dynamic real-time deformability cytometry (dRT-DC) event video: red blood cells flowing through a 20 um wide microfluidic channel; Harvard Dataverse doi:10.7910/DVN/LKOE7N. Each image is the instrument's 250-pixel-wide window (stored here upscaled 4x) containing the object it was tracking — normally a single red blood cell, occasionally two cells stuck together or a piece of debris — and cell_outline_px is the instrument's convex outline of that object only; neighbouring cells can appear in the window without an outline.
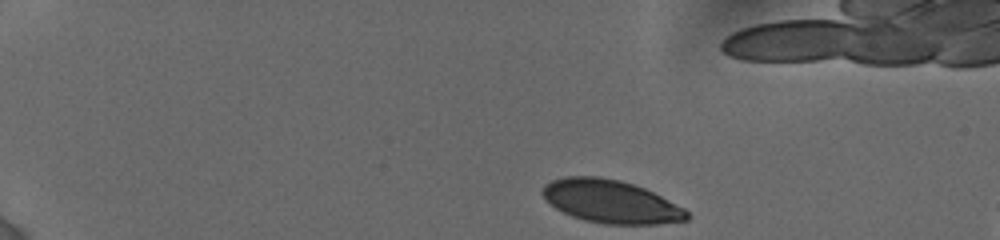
{"species": "human", "species_latin": "Homo sapiens", "temperature_condition": "cold", "stored_images_in_passage": 41, "camera_frame_rate_fps": 3000, "um_per_image_px": 0.085, "donor": {"sex": "female"}, "frame": {"image": 1, "passage_image": 1, "time_ms": 0.0, "image_size_px": [1000, 240], "cell_outline_px": [[688, 220], [656, 224], [604, 224], [584, 220], [572, 216], [556, 208], [540, 192], [552, 180], [564, 176], [596, 176], [620, 180], [644, 188], [684, 208], [688, 212]], "centroid_in_image_um": [51.92, 17.13], "position_along_channel_um": 33.1, "area_um2": 35.78}}
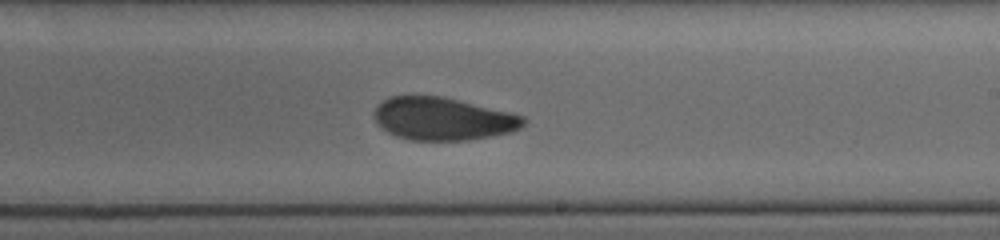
{"frame": {"image": 2, "passage_image": 22, "time_ms": 8.333, "image_size_px": [1000, 240], "cell_outline_px": [[524, 124], [520, 128], [512, 132], [492, 136], [468, 140], [408, 140], [396, 136], [388, 132], [372, 116], [372, 112], [384, 100], [392, 96], [444, 96], [512, 112], [524, 116]], "centroid_in_image_um": [37.68, 10.09], "position_along_channel_um": 251.3, "area_um2": 37.28}}
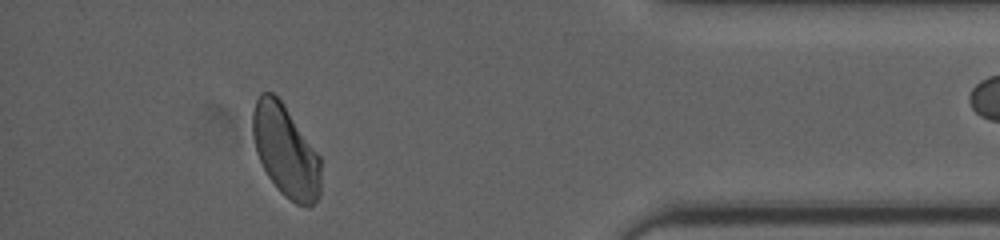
{"frame": {"image": 3, "passage_image": 37, "time_ms": 13.333, "image_size_px": [1000, 240], "cell_outline_px": [[320, 196], [308, 208], [296, 204], [284, 196], [276, 188], [268, 176], [256, 152], [252, 136], [252, 112], [256, 100], [260, 92], [272, 92], [284, 104], [320, 156]], "centroid_in_image_um": [24.27, 12.84], "position_along_channel_um": 410.9, "area_um2": 36.59}, "authors_computed_cell_mechanics": {"area_um2": 37.2232, "velocity_mm_per_s": 3.8092, "shape_relaxation_time_tau1_ms": 9.6863, "shape_relaxation_time_tau2_ms": 3.4499, "deformation_change_tau1": 0.1738, "deformation_change_tau2": 0.058}}